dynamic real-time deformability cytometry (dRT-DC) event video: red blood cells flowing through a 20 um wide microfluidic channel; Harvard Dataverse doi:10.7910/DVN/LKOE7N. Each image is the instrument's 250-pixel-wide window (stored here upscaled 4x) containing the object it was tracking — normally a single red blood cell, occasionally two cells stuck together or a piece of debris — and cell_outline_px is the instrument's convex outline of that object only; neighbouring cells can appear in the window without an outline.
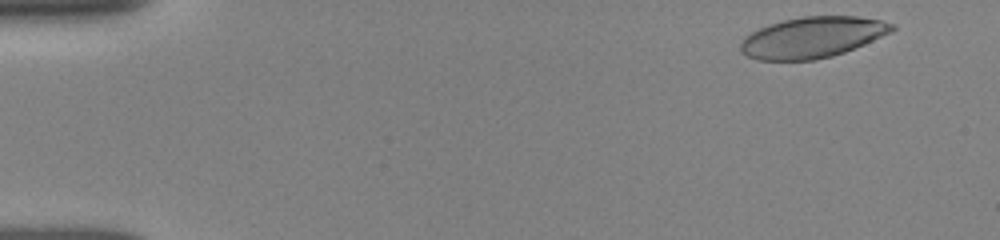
{"species": "human", "species_latin": "Homo sapiens", "temperature_condition": "room temperature", "stored_images_in_passage": 19, "camera_frame_rate_fps": 3000, "um_per_image_px": 0.085, "donor": {"sex": "female"}, "frame": {"image": 1, "passage_image": 2, "time_ms": 0.333, "image_size_px": [1000, 240], "cell_outline_px": [[896, 28], [892, 32], [864, 44], [844, 52], [832, 56], [816, 60], [756, 60], [740, 52], [740, 44], [752, 32], [768, 24], [784, 20], [804, 16], [856, 16], [880, 20], [896, 24]], "centroid_in_image_um": [69.08, 3.18], "position_along_channel_um": 15.9, "area_um2": 36.01}}
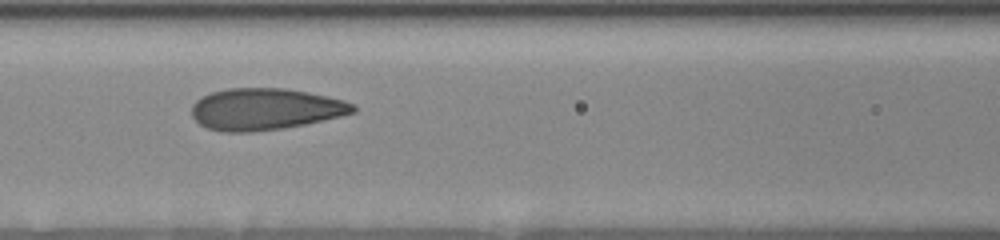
{"frame": {"image": 2, "passage_image": 13, "time_ms": 6.667, "image_size_px": [1000, 240], "cell_outline_px": [[356, 112], [340, 116], [304, 124], [284, 128], [252, 132], [220, 132], [208, 128], [200, 124], [192, 116], [192, 104], [196, 100], [212, 92], [228, 88], [284, 88], [308, 92], [328, 96], [344, 100], [352, 104], [356, 108]], "centroid_in_image_um": [22.53, 9.28], "position_along_channel_um": 144.1, "area_um2": 39.13}}
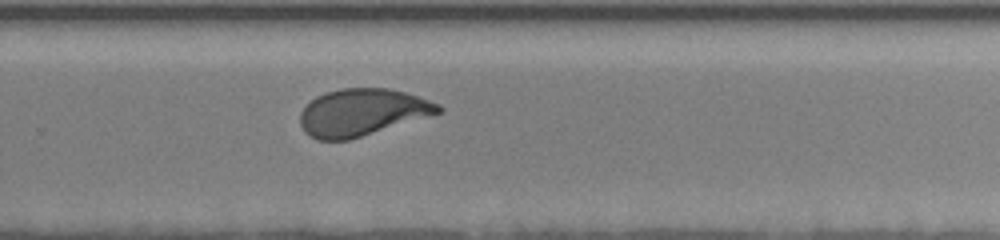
{"frame": {"image": 3, "passage_image": 19, "time_ms": 10.667, "image_size_px": [1000, 240], "cell_outline_px": [[444, 112], [348, 140], [316, 140], [308, 136], [304, 132], [300, 124], [300, 112], [316, 96], [324, 92], [340, 88], [388, 88], [404, 92], [440, 104], [444, 108]], "centroid_in_image_um": [30.77, 9.55], "position_along_channel_um": 299.0, "area_um2": 37.97}}